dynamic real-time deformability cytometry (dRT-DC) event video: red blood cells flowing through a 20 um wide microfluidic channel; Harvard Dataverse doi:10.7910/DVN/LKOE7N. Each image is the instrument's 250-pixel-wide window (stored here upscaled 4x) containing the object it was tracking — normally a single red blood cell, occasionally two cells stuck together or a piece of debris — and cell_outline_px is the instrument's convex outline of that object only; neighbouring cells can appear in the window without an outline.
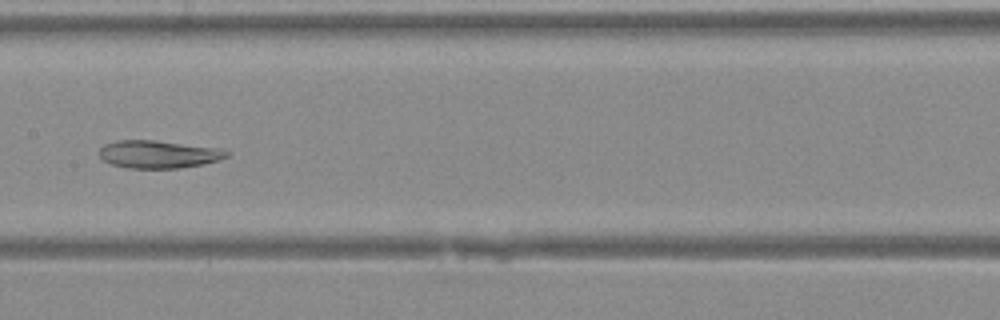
{"species": "Egyptian fruit bat (a non-hibernating species)", "species_latin": "Rousettus aegyptiacus", "temperature_condition": "warm", "stored_images_in_passage": 41, "camera_frame_rate_fps": 3000, "um_per_image_px": 0.085, "animal": {"sex": "female"}, "frame": {"image": 1, "passage_image": 21, "time_ms": 6.667, "image_size_px": [1000, 320], "cell_outline_px": [[232, 152], [228, 156], [216, 160], [200, 164], [180, 168], [128, 168], [112, 164], [104, 160], [100, 156], [100, 148], [104, 144], [116, 140], [156, 140], [220, 148]], "centroid_in_image_um": [13.47, 13.1], "position_along_channel_um": 193.9, "area_um2": 20.52}}
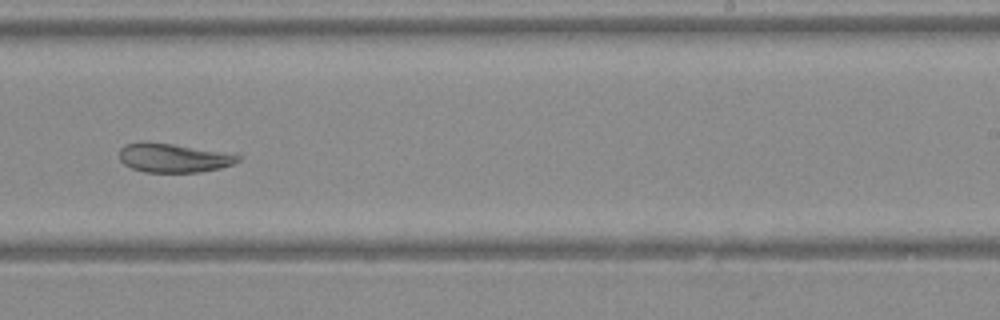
{"frame": {"image": 2, "passage_image": 26, "time_ms": 8.333, "image_size_px": [1000, 320], "cell_outline_px": [[240, 160], [232, 164], [220, 168], [200, 172], [144, 172], [132, 168], [124, 164], [120, 160], [120, 148], [124, 144], [140, 140], [144, 140], [172, 144], [224, 152], [240, 156]], "centroid_in_image_um": [14.68, 13.4], "position_along_channel_um": 274.3, "area_um2": 20.11}}
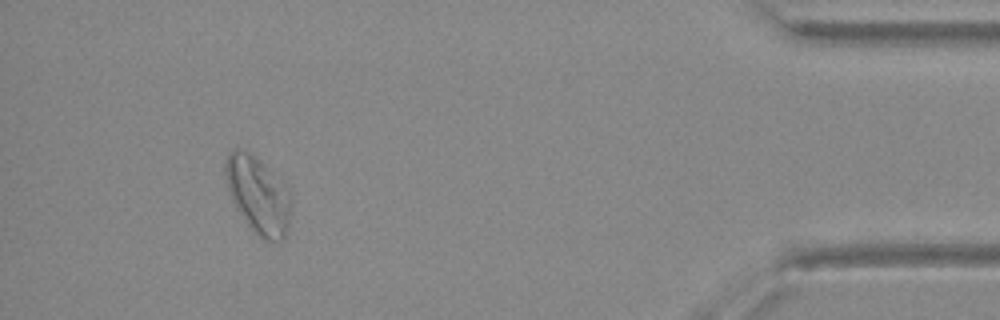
{"frame": {"image": 3, "passage_image": 38, "time_ms": 12.333, "image_size_px": [1000, 320], "cell_outline_px": [[292, 200], [288, 228], [284, 240], [264, 240], [252, 232], [236, 208], [232, 200], [228, 188], [224, 172], [224, 164], [228, 152], [232, 148], [240, 148], [252, 152], [288, 188], [292, 196]], "centroid_in_image_um": [21.93, 16.56], "position_along_channel_um": 413.3, "area_um2": 30.0}}